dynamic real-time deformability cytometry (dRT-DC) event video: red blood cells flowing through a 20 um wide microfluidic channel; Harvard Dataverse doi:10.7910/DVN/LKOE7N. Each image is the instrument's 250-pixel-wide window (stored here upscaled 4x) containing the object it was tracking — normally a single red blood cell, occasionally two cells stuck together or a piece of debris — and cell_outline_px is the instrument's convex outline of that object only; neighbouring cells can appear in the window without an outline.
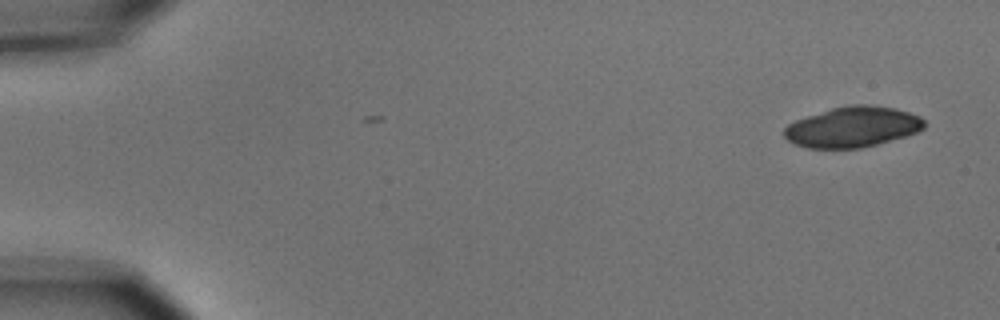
{"species": "common noctule bat (a hibernating species)", "species_latin": "Nyctalus noctula", "temperature_condition": "cold", "stored_images_in_passage": 6, "segment_of_instrument_passage": [1, 2], "camera_frame_rate_fps": 3000, "um_per_image_px": 0.085, "animal": {"sex": "male", "body_mass_g": 15.6}, "frame": {"image": 1, "passage_image": 1, "time_ms": 0.0, "image_size_px": [1000, 320], "cell_outline_px": [[924, 128], [916, 132], [904, 136], [876, 144], [860, 148], [808, 148], [796, 144], [788, 140], [784, 136], [784, 128], [788, 124], [796, 120], [832, 108], [852, 104], [872, 104], [896, 108], [920, 116], [924, 120]], "centroid_in_image_um": [72.48, 10.78], "position_along_channel_um": 12.5, "area_um2": 32.89}}